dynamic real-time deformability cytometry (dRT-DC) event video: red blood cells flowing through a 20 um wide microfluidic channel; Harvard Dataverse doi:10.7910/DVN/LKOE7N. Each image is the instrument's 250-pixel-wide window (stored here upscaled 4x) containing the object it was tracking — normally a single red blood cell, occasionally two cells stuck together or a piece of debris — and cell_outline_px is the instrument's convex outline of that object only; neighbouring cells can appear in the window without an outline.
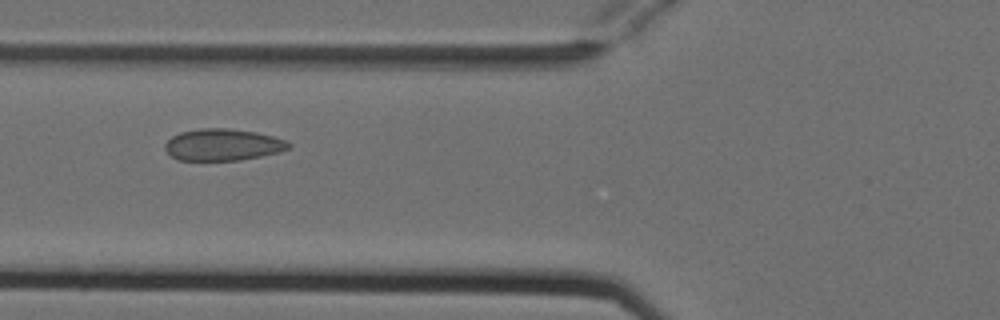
{"species": "Egyptian fruit bat (a non-hibernating species)", "species_latin": "Rousettus aegyptiacus", "temperature_condition": "cold", "stored_images_in_passage": 7, "camera_frame_rate_fps": 3000, "um_per_image_px": 0.085, "animal": {"sex": "female"}, "frame": {"image": 1, "passage_image": 4, "time_ms": 1.0, "image_size_px": [1000, 320], "cell_outline_px": [[292, 144], [288, 148], [280, 152], [240, 160], [176, 160], [164, 148], [164, 144], [172, 136], [180, 132], [200, 128], [228, 128], [256, 132], [272, 136], [284, 140]], "centroid_in_image_um": [18.92, 12.3], "position_along_channel_um": 106.9, "area_um2": 22.83}}
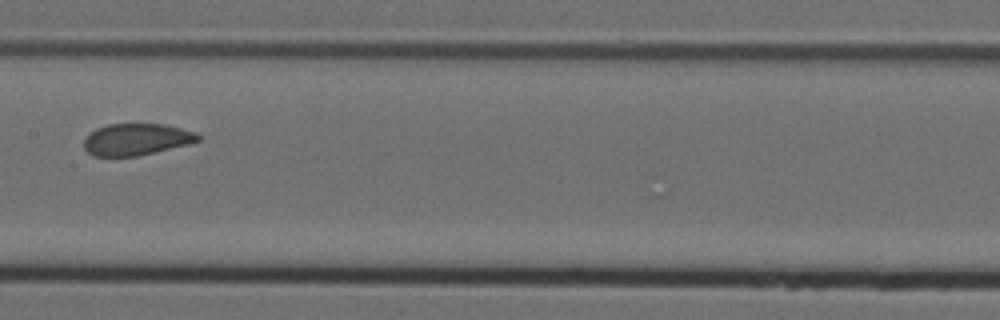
{"frame": {"image": 2, "passage_image": 6, "time_ms": 1.667, "image_size_px": [1000, 320], "cell_outline_px": [[200, 140], [188, 144], [136, 156], [92, 156], [84, 148], [84, 136], [96, 128], [108, 124], [164, 124], [196, 132], [200, 136]], "centroid_in_image_um": [11.55, 11.84], "position_along_channel_um": 195.8, "area_um2": 21.04}}
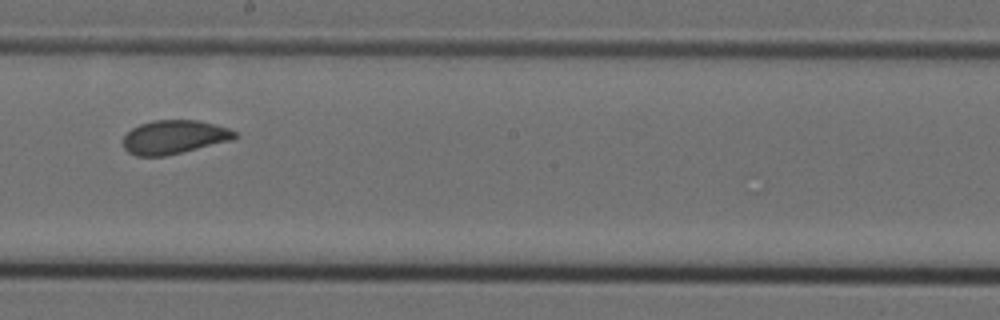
{"frame": {"image": 3, "passage_image": 7, "time_ms": 2.0, "image_size_px": [1000, 320], "cell_outline_px": [[240, 136], [232, 140], [164, 156], [136, 156], [128, 152], [124, 148], [124, 136], [132, 128], [140, 124], [152, 120], [196, 120], [216, 124], [228, 128], [236, 132]], "centroid_in_image_um": [14.82, 11.64], "position_along_channel_um": 233.4, "area_um2": 21.91}}